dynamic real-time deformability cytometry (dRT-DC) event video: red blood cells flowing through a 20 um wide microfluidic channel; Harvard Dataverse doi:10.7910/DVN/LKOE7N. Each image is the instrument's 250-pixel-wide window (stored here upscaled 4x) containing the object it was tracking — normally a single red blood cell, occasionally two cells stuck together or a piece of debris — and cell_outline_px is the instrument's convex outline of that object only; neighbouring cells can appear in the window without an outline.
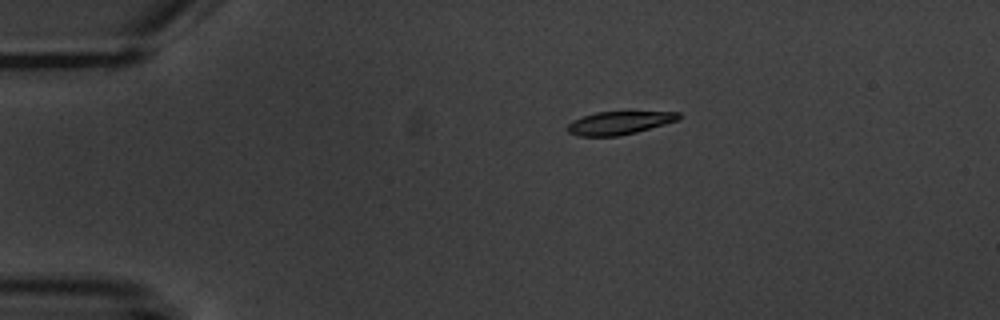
{"species": "common noctule bat (a hibernating species)", "species_latin": "Nyctalus noctula", "temperature_condition": "warm", "stored_images_in_passage": 7, "camera_frame_rate_fps": 3000, "um_per_image_px": 0.085, "animal": {"sex": "male", "body_mass_g": 20.1, "forearm_length_mm": 53.5}, "frame": {"image": 1, "passage_image": 1, "time_ms": 0.0, "image_size_px": [1000, 320], "cell_outline_px": [[680, 116], [676, 120], [664, 124], [636, 132], [616, 136], [580, 136], [568, 132], [564, 128], [572, 120], [596, 112], [680, 112]], "centroid_in_image_um": [52.56, 10.45], "position_along_channel_um": 32.4, "area_um2": 14.74}}
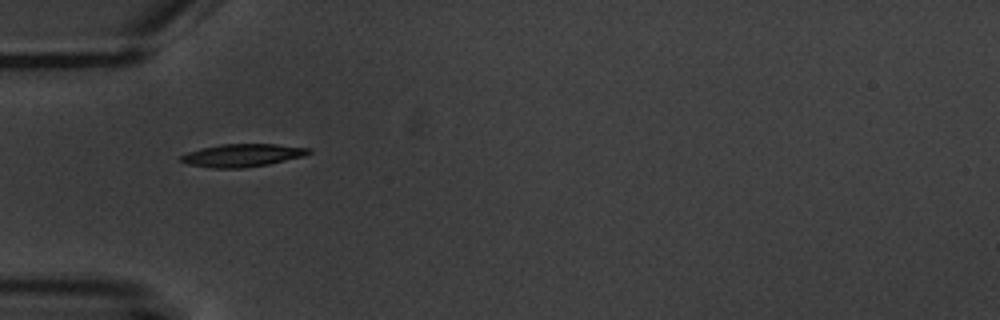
{"frame": {"image": 2, "passage_image": 3, "time_ms": 2.333, "image_size_px": [1000, 320], "cell_outline_px": [[312, 152], [304, 156], [268, 164], [244, 168], [212, 168], [188, 164], [180, 160], [180, 156], [188, 152], [200, 148], [220, 144], [276, 144], [312, 148]], "centroid_in_image_um": [20.62, 13.19], "position_along_channel_um": 64.4, "area_um2": 17.05}}